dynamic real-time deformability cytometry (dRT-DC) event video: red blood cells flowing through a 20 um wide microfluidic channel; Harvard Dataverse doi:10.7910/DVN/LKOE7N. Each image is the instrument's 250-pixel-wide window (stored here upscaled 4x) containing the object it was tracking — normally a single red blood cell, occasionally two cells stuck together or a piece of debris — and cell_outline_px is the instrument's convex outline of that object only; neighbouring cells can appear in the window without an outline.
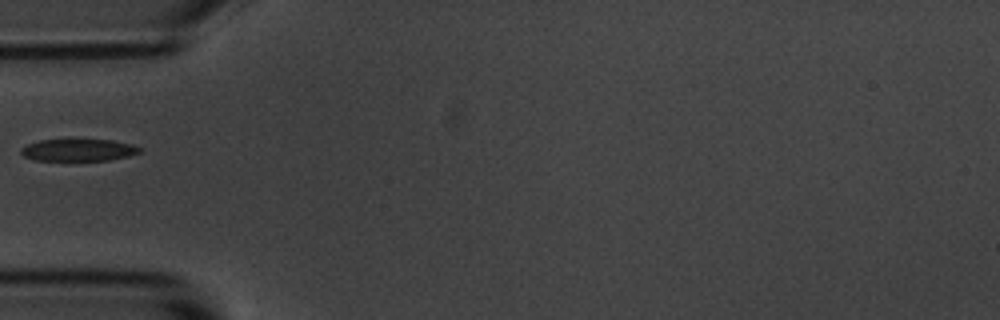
{"species": "common noctule bat (a hibernating species)", "species_latin": "Nyctalus noctula", "temperature_condition": "room temperature", "stored_images_in_passage": 1, "camera_frame_rate_fps": 3000, "um_per_image_px": 0.085, "animal": {"sex": "male", "body_mass_g": 20.1, "forearm_length_mm": 53.5}, "frame": {"image": 1, "passage_image": 1, "time_ms": 0.0, "image_size_px": [1000, 320], "cell_outline_px": [[140, 152], [128, 156], [108, 160], [36, 160], [24, 156], [20, 152], [20, 148], [28, 144], [40, 140], [112, 140], [132, 144], [140, 148]], "centroid_in_image_um": [6.65, 12.75], "position_along_channel_um": 78.3, "area_um2": 15.03}}